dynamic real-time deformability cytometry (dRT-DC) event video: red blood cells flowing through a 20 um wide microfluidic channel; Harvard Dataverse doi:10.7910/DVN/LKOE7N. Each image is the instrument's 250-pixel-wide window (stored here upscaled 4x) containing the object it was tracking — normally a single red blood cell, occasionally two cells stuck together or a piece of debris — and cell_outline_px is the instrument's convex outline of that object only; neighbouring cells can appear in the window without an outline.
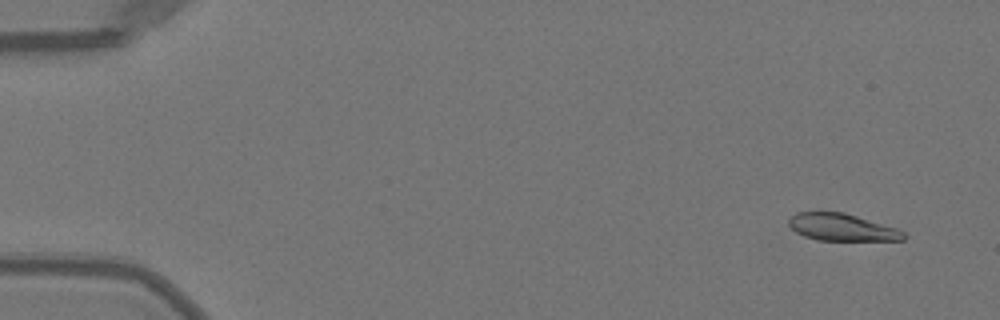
{"species": "Egyptian fruit bat (a non-hibernating species)", "species_latin": "Rousettus aegyptiacus", "temperature_condition": "warm", "stored_images_in_passage": 52, "camera_frame_rate_fps": 3000, "um_per_image_px": 0.085, "animal": {"sex": "female"}, "frame": {"image": 1, "passage_image": 4, "time_ms": 1.0, "image_size_px": [1000, 320], "cell_outline_px": [[908, 236], [904, 240], [816, 240], [804, 236], [796, 232], [788, 224], [788, 220], [796, 212], [844, 212], [896, 228], [904, 232]], "centroid_in_image_um": [71.56, 19.32], "position_along_channel_um": 13.4, "area_um2": 18.09}}
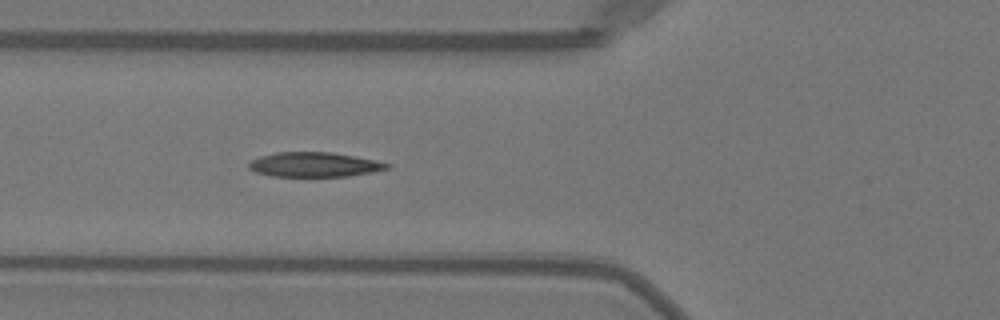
{"frame": {"image": 2, "passage_image": 20, "time_ms": 6.333, "image_size_px": [1000, 320], "cell_outline_px": [[392, 168], [372, 172], [348, 176], [272, 176], [256, 172], [248, 168], [248, 164], [252, 160], [260, 156], [276, 152], [332, 152], [376, 160], [392, 164]], "centroid_in_image_um": [26.75, 13.98], "position_along_channel_um": 99.0, "area_um2": 19.88}}
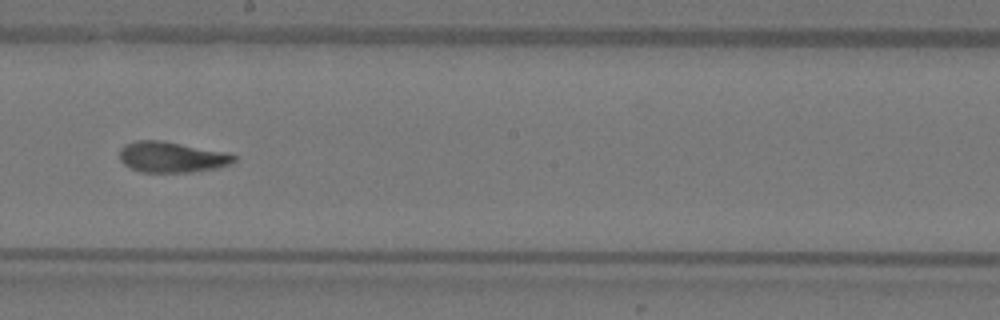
{"frame": {"image": 3, "passage_image": 30, "time_ms": 9.667, "image_size_px": [1000, 320], "cell_outline_px": [[236, 160], [228, 164], [216, 168], [188, 172], [144, 172], [132, 168], [124, 164], [120, 160], [120, 148], [124, 144], [136, 140], [160, 140], [228, 152], [236, 156]], "centroid_in_image_um": [14.58, 13.34], "position_along_channel_um": 233.6, "area_um2": 20.4}, "authors_computed_cell_mechanics": {"area_um2": 19.9988, "velocity_mm_per_s": 4.0167, "shape_relaxation_time_tau1_ms": 6.3635, "shape_relaxation_time_tau2_ms": 1.5926, "deformation_change_tau1": 0.2345, "deformation_change_tau2": 0.0698}}